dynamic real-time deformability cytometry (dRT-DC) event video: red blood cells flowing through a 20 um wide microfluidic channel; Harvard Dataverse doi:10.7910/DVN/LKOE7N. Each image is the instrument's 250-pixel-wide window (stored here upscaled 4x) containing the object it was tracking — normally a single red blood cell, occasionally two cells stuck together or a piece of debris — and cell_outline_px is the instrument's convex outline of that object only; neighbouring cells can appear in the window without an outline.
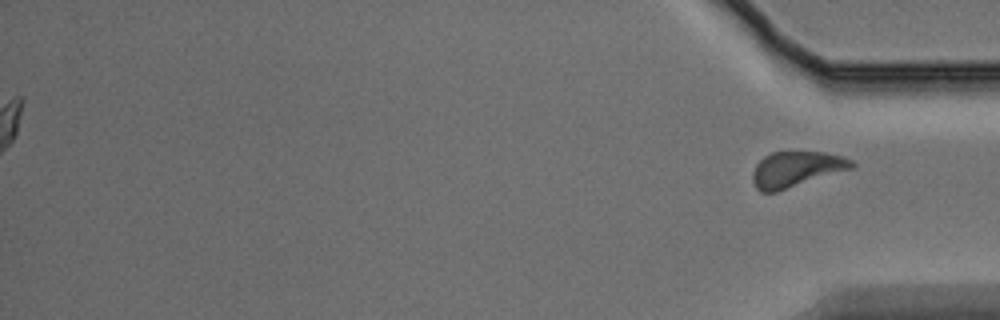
{"species": "Egyptian fruit bat (a non-hibernating species)", "species_latin": "Rousettus aegyptiacus", "temperature_condition": "warm", "stored_images_in_passage": 41, "segment_of_instrument_passage": [2, 2], "camera_frame_rate_fps": 3000, "um_per_image_px": 0.085, "animal": {"sex": "male"}, "frame": {"image": 1, "passage_image": 41, "time_ms": 13.333, "image_size_px": [1000, 320], "cell_outline_px": [[856, 164], [852, 168], [776, 192], [760, 192], [756, 188], [752, 180], [752, 172], [756, 164], [764, 156], [772, 152], [824, 152], [844, 156], [852, 160]], "centroid_in_image_um": [67.66, 14.38], "position_along_channel_um": 367.5, "area_um2": 20.46}}